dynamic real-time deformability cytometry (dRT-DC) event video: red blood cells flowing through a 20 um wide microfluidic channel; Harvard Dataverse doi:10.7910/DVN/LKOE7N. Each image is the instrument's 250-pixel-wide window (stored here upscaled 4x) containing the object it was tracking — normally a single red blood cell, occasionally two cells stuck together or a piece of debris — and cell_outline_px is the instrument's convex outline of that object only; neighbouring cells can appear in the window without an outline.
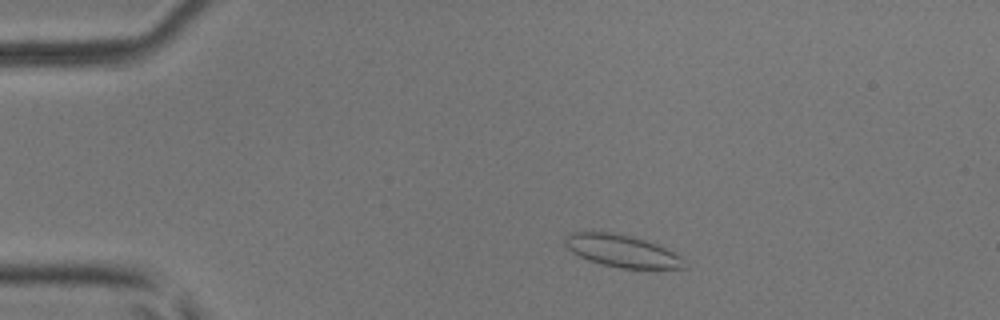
{"species": "common noctule bat (a hibernating species)", "species_latin": "Nyctalus noctula", "temperature_condition": "room temperature", "stored_images_in_passage": 5, "camera_frame_rate_fps": 3000, "um_per_image_px": 0.085, "animal": {"sex": "male", "body_mass_g": 17.9, "forearm_length_mm": 54.2}, "frame": {"image": 1, "passage_image": 2, "time_ms": 0.333, "image_size_px": [1000, 320], "cell_outline_px": [[684, 268], [620, 268], [588, 260], [572, 252], [564, 244], [564, 236], [572, 232], [616, 232], [644, 240], [656, 244], [680, 256]], "centroid_in_image_um": [52.78, 21.31], "position_along_channel_um": 32.2, "area_um2": 21.96}}